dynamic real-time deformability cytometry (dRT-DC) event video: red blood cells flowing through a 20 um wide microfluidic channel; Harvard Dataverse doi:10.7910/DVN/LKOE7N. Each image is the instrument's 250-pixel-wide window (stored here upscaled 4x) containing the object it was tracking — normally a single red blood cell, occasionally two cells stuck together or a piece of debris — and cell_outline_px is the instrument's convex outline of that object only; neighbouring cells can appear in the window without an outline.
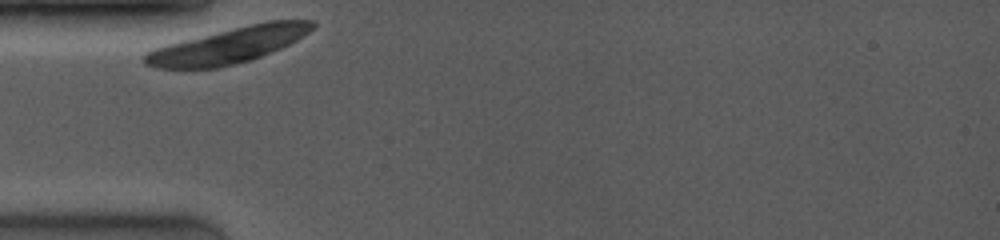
{"species": "common noctule bat (a hibernating species)", "species_latin": "Nyctalus noctula", "temperature_condition": "room temperature", "stored_images_in_passage": 1, "camera_frame_rate_fps": 4000, "um_per_image_px": 0.085, "animal": {"sex": "female", "body_mass_g": 19.0, "forearm_length_mm": 53.3}, "frame": {"image": 1, "passage_image": 1, "time_ms": 0.0, "image_size_px": [1000, 240], "cell_outline_px": [[316, 24], [308, 32], [296, 40], [280, 48], [260, 56], [236, 64], [220, 68], [156, 68], [144, 64], [144, 56], [148, 52], [156, 48], [168, 44], [184, 40], [268, 20], [312, 20]], "centroid_in_image_um": [19.43, 3.86], "position_along_channel_um": 65.6, "area_um2": 34.04}}